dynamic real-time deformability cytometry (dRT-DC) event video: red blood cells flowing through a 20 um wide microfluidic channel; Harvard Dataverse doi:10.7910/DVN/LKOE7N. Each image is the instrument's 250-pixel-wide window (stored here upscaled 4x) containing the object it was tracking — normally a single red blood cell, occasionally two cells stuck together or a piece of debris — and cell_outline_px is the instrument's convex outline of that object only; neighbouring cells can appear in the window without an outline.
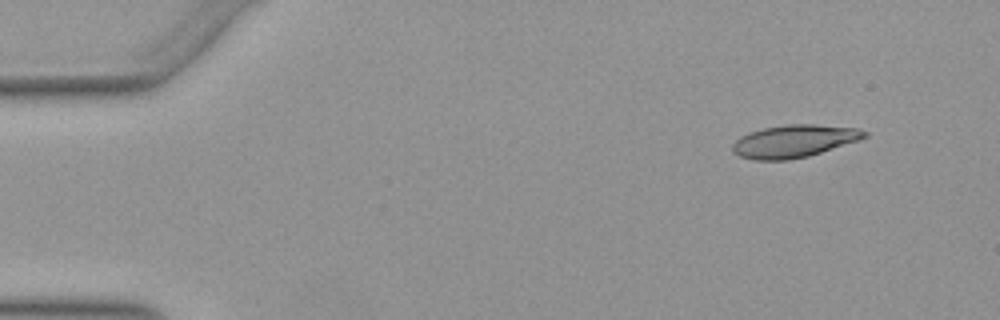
{"species": "Egyptian fruit bat (a non-hibernating species)", "species_latin": "Rousettus aegyptiacus", "temperature_condition": "warm", "stored_images_in_passage": 6, "camera_frame_rate_fps": 3000, "um_per_image_px": 0.085, "animal": {"sex": "female"}, "frame": {"image": 1, "passage_image": 1, "time_ms": 0.0, "image_size_px": [1000, 320], "cell_outline_px": [[868, 136], [860, 140], [808, 156], [788, 160], [756, 160], [740, 156], [732, 152], [732, 144], [740, 136], [748, 132], [764, 128], [788, 124], [816, 124], [856, 128], [868, 132]], "centroid_in_image_um": [67.49, 11.99], "position_along_channel_um": 17.5, "area_um2": 25.09}}